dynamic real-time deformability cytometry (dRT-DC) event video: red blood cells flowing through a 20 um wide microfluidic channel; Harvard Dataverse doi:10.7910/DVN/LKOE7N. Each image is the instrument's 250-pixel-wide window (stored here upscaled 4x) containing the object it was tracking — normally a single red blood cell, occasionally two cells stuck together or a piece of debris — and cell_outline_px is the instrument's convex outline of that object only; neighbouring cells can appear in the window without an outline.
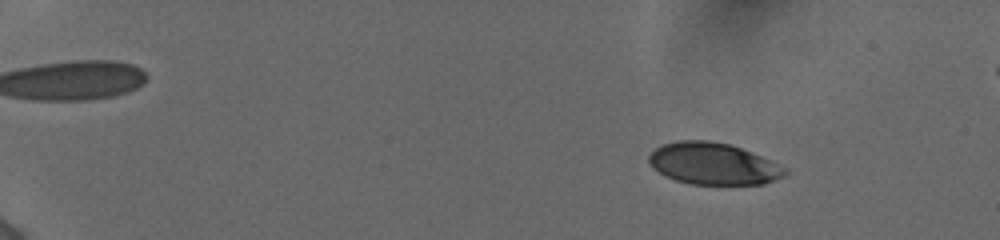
{"species": "human", "species_latin": "Homo sapiens", "temperature_condition": "cold", "stored_images_in_passage": 56, "camera_frame_rate_fps": 3000, "um_per_image_px": 0.085, "donor": {"sex": "female"}, "frame": {"image": 1, "passage_image": 9, "time_ms": 2.667, "image_size_px": [1000, 240], "cell_outline_px": [[788, 172], [784, 176], [764, 184], [688, 184], [676, 180], [652, 168], [648, 160], [648, 156], [660, 144], [676, 140], [712, 140], [728, 144], [740, 148], [760, 156], [788, 168]], "centroid_in_image_um": [60.61, 13.91], "position_along_channel_um": 24.4, "area_um2": 33.12}}
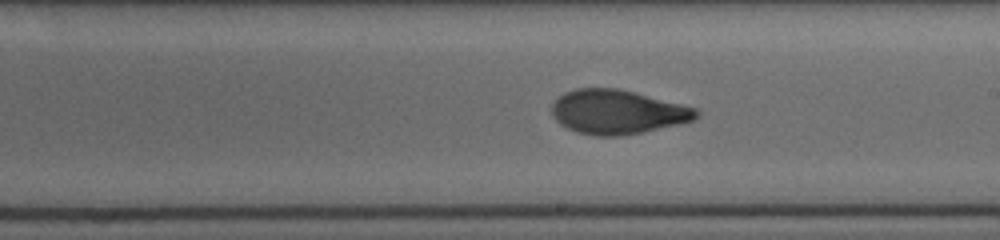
{"frame": {"image": 2, "passage_image": 36, "time_ms": 11.667, "image_size_px": [1000, 240], "cell_outline_px": [[700, 116], [692, 120], [676, 124], [640, 132], [620, 136], [596, 136], [576, 132], [560, 124], [552, 116], [552, 104], [564, 92], [576, 88], [620, 88], [700, 108]], "centroid_in_image_um": [52.5, 9.5], "position_along_channel_um": 236.5, "area_um2": 37.34}}
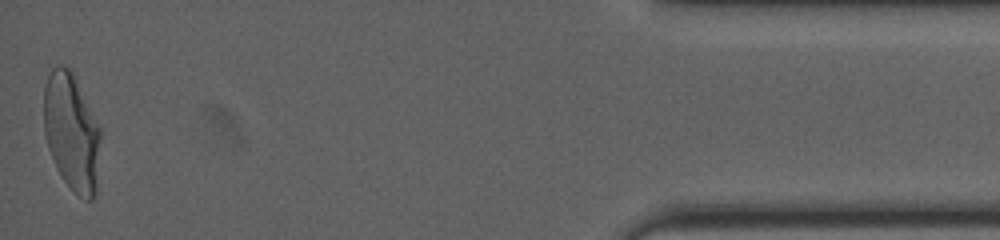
{"frame": {"image": 3, "passage_image": 56, "time_ms": 18.333, "image_size_px": [1000, 240], "cell_outline_px": [[100, 140], [96, 196], [92, 200], [84, 200], [72, 192], [60, 176], [56, 168], [48, 148], [44, 132], [44, 88], [48, 76], [52, 68], [56, 64], [64, 64], [72, 72], [100, 128]], "centroid_in_image_um": [6.08, 11.28], "position_along_channel_um": 429.1, "area_um2": 39.02}, "authors_computed_cell_mechanics": {"area_um2": 36.6741, "velocity_mm_per_s": 3.8823, "shape_relaxation_time_tau1_ms": 5.8722, "shape_relaxation_time_tau2_ms": 1.1268, "deformation_change_tau1": 0.2195, "deformation_change_tau2": 0.0597}}